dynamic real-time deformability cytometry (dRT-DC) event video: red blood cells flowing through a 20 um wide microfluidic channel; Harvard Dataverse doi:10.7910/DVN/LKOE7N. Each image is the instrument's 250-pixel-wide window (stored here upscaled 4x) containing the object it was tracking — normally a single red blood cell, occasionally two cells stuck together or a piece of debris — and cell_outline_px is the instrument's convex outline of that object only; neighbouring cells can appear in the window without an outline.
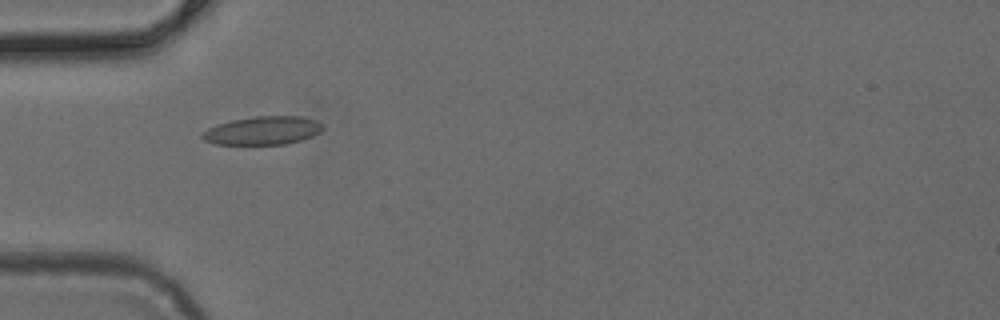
{"species": "common noctule bat (a hibernating species)", "species_latin": "Nyctalus noctula", "temperature_condition": "cold", "stored_images_in_passage": 6, "camera_frame_rate_fps": 3000, "um_per_image_px": 0.085, "animal": {"sex": "female", "body_mass_g": 24.6, "forearm_length_mm": 56.2}, "frame": {"image": 1, "passage_image": 3, "time_ms": 0.667, "image_size_px": [1000, 320], "cell_outline_px": [[324, 128], [320, 132], [312, 136], [300, 140], [284, 144], [216, 144], [204, 140], [200, 136], [200, 132], [216, 124], [232, 120], [256, 116], [300, 116], [316, 120], [324, 124]], "centroid_in_image_um": [22.32, 11.09], "position_along_channel_um": 62.7, "area_um2": 20.0}}
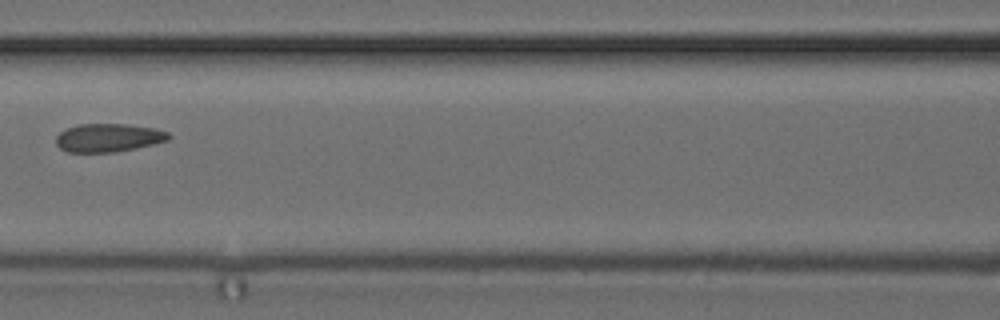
{"frame": {"image": 2, "passage_image": 5, "time_ms": 1.333, "image_size_px": [1000, 320], "cell_outline_px": [[172, 136], [168, 140], [136, 148], [116, 152], [68, 152], [60, 148], [56, 144], [56, 136], [60, 132], [68, 128], [80, 124], [124, 124], [156, 128], [168, 132]], "centroid_in_image_um": [9.22, 11.71], "position_along_channel_um": 157.4, "area_um2": 18.55}}
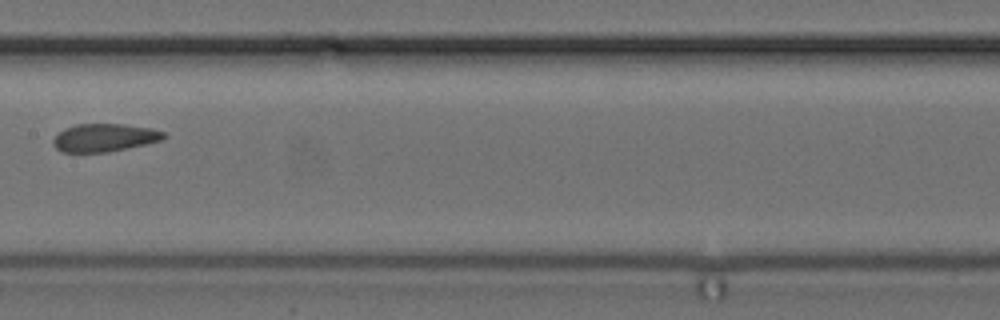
{"frame": {"image": 3, "passage_image": 6, "time_ms": 1.667, "image_size_px": [1000, 320], "cell_outline_px": [[168, 136], [164, 140], [128, 148], [108, 152], [60, 152], [52, 144], [52, 140], [64, 128], [76, 124], [124, 124], [152, 128], [164, 132]], "centroid_in_image_um": [8.9, 11.7], "position_along_channel_um": 198.5, "area_um2": 18.21}}